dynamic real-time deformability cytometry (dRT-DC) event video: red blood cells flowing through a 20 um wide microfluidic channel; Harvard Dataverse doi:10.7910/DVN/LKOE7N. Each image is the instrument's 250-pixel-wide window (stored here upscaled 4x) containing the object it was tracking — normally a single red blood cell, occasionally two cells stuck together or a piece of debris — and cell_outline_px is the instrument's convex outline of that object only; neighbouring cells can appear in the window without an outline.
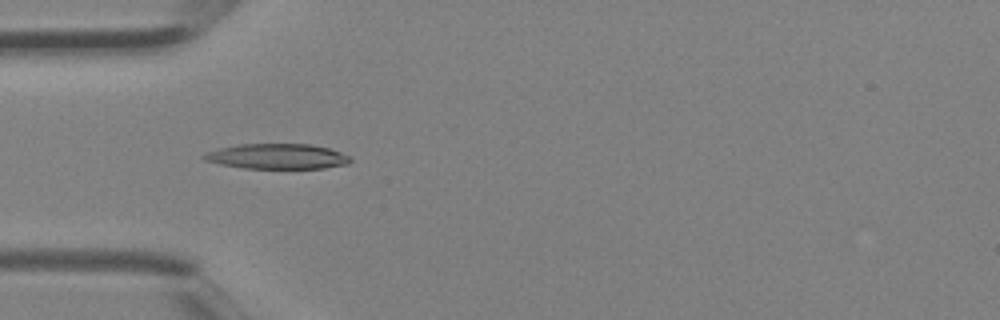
{"species": "Egyptian fruit bat (a non-hibernating species)", "species_latin": "Rousettus aegyptiacus", "temperature_condition": "room temperature", "stored_images_in_passage": 1, "camera_frame_rate_fps": 3000, "um_per_image_px": 0.085, "animal": {"sex": "female"}, "frame": {"image": 1, "passage_image": 1, "time_ms": 0.0, "image_size_px": [1000, 320], "cell_outline_px": [[352, 160], [348, 164], [324, 168], [244, 168], [220, 164], [204, 160], [200, 156], [208, 152], [220, 148], [240, 144], [312, 144], [328, 148], [340, 152], [348, 156]], "centroid_in_image_um": [23.56, 13.29], "position_along_channel_um": 61.4, "area_um2": 21.39}}